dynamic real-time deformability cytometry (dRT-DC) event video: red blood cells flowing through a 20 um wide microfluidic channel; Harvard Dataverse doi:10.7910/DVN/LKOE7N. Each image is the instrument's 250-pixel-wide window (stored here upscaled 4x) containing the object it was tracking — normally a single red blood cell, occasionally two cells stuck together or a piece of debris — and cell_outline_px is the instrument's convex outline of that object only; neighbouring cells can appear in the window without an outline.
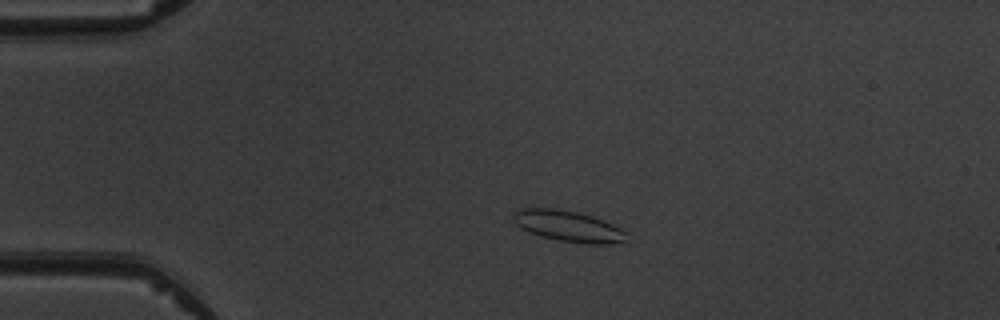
{"species": "common noctule bat (a hibernating species)", "species_latin": "Nyctalus noctula", "temperature_condition": "warm", "stored_images_in_passage": 7, "camera_frame_rate_fps": 3000, "um_per_image_px": 0.085, "animal": {"sex": "male", "body_mass_g": 19.5, "forearm_length_mm": 54.6}, "frame": {"image": 1, "passage_image": 2, "time_ms": 1.333, "image_size_px": [1000, 320], "cell_outline_px": [[628, 232], [624, 240], [616, 244], [588, 244], [560, 240], [540, 236], [520, 228], [512, 220], [512, 212], [520, 208], [556, 208], [576, 212], [592, 216], [604, 220]], "centroid_in_image_um": [48.27, 19.21], "position_along_channel_um": 36.7, "area_um2": 20.58}}
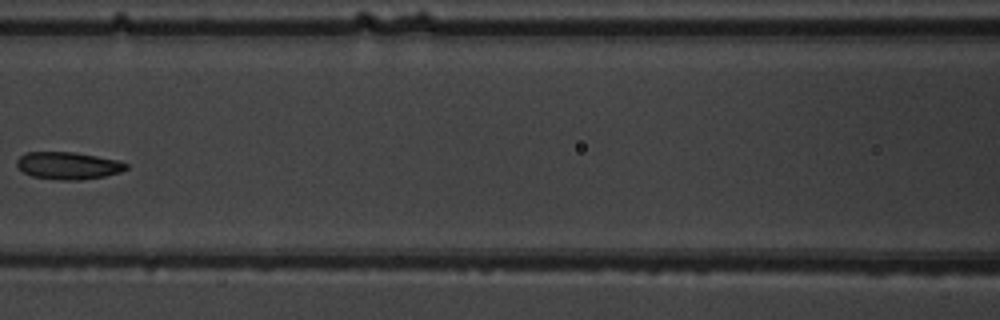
{"frame": {"image": 2, "passage_image": 5, "time_ms": 5.667, "image_size_px": [1000, 320], "cell_outline_px": [[128, 168], [120, 172], [104, 176], [84, 180], [56, 180], [32, 176], [24, 172], [16, 164], [16, 160], [20, 156], [28, 152], [72, 152], [96, 156], [116, 160], [128, 164]], "centroid_in_image_um": [5.79, 14.09], "position_along_channel_um": 160.8, "area_um2": 17.34}}
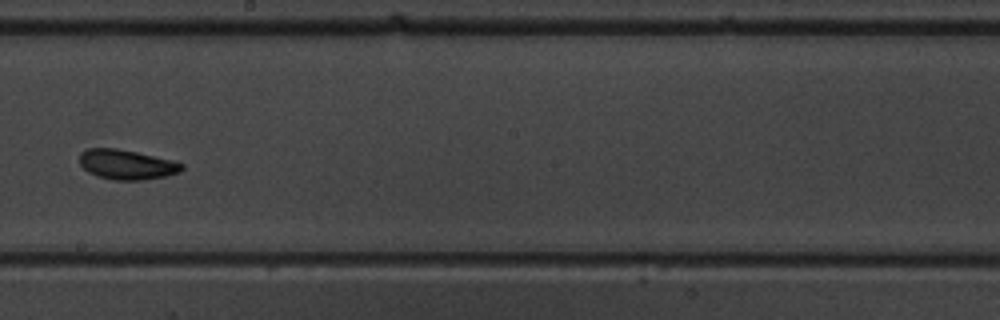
{"frame": {"image": 3, "passage_image": 7, "time_ms": 7.667, "image_size_px": [1000, 320], "cell_outline_px": [[184, 168], [180, 172], [168, 176], [140, 180], [112, 180], [96, 176], [88, 172], [80, 164], [80, 152], [88, 148], [116, 148], [136, 152], [172, 160], [184, 164]], "centroid_in_image_um": [10.77, 13.99], "position_along_channel_um": 237.4, "area_um2": 17.86}}